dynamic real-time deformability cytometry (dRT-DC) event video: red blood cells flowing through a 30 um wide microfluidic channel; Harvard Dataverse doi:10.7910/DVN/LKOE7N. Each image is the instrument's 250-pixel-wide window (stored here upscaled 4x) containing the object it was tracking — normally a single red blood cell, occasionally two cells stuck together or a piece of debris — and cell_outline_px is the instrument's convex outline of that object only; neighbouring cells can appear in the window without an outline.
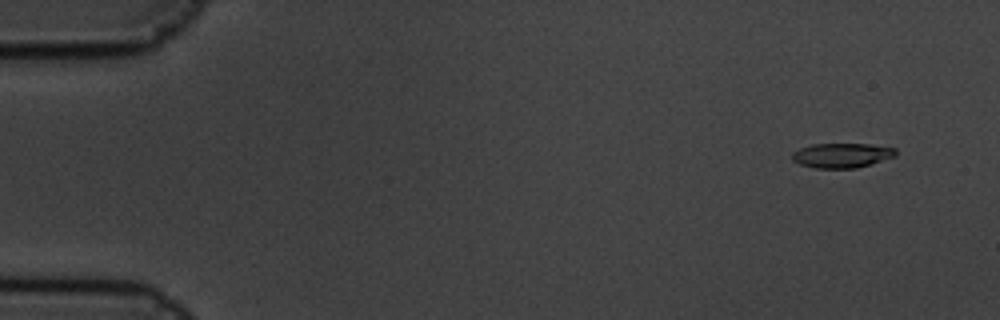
{"species": "common noctule bat (a hibernating species)", "species_latin": "Nyctalus noctula", "temperature_condition": "cold", "stored_images_in_passage": 6, "camera_frame_rate_fps": 3000, "um_per_image_px": 0.085, "animal": {"sex": "male", "body_mass_g": 19.5, "forearm_length_mm": 54.6}, "frame": {"image": 1, "passage_image": 2, "time_ms": 0.333, "image_size_px": [1000, 320], "cell_outline_px": [[896, 156], [856, 168], [816, 168], [800, 164], [792, 160], [792, 152], [800, 148], [812, 144], [868, 144], [896, 148]], "centroid_in_image_um": [71.54, 13.2], "position_along_channel_um": 13.5, "area_um2": 14.8}}